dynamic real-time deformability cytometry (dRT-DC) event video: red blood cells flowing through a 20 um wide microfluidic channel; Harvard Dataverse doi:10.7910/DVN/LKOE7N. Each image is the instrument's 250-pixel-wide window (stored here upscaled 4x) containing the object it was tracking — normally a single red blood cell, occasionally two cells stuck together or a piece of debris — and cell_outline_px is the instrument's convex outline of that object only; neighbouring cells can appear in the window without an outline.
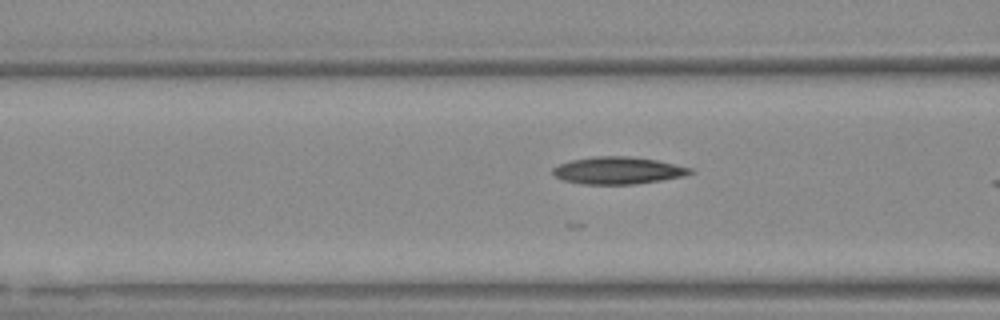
{"species": "Egyptian fruit bat (a non-hibernating species)", "species_latin": "Rousettus aegyptiacus", "temperature_condition": "warm", "stored_images_in_passage": 8, "camera_frame_rate_fps": 3000, "um_per_image_px": 0.085, "animal": {"sex": "female"}, "frame": {"image": 1, "passage_image": 6, "time_ms": 1.667, "image_size_px": [1000, 320], "cell_outline_px": [[696, 172], [684, 176], [636, 184], [584, 184], [564, 180], [556, 176], [552, 172], [552, 168], [560, 164], [572, 160], [596, 156], [628, 156], [656, 160], [676, 164], [692, 168]], "centroid_in_image_um": [52.57, 14.49], "position_along_channel_um": 114.0, "area_um2": 21.68}}